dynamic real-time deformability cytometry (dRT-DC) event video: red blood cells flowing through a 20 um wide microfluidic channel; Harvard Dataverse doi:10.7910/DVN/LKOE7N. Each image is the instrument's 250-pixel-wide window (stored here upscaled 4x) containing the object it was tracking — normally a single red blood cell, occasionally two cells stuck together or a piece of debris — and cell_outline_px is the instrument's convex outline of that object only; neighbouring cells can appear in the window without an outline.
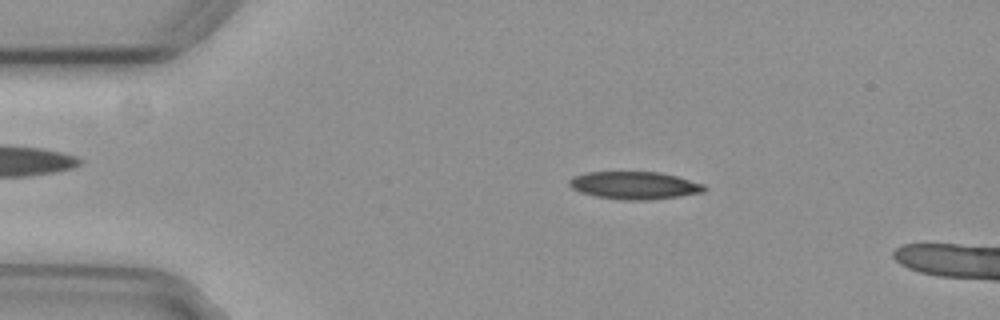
{"species": "common noctule bat (a hibernating species)", "species_latin": "Nyctalus noctula", "temperature_condition": "cold", "stored_images_in_passage": 14, "camera_frame_rate_fps": 3000, "um_per_image_px": 0.085, "animal": {"sex": "female", "body_mass_g": 29.2, "forearm_length_mm": 56.3}, "frame": {"image": 1, "passage_image": 10, "time_ms": 3.0, "image_size_px": [1000, 320], "cell_outline_px": [[708, 188], [704, 192], [680, 196], [648, 200], [624, 200], [596, 196], [580, 192], [572, 188], [568, 184], [568, 180], [572, 176], [588, 172], [660, 172], [676, 176], [704, 184]], "centroid_in_image_um": [53.93, 15.75], "position_along_channel_um": 31.1, "area_um2": 21.79}}